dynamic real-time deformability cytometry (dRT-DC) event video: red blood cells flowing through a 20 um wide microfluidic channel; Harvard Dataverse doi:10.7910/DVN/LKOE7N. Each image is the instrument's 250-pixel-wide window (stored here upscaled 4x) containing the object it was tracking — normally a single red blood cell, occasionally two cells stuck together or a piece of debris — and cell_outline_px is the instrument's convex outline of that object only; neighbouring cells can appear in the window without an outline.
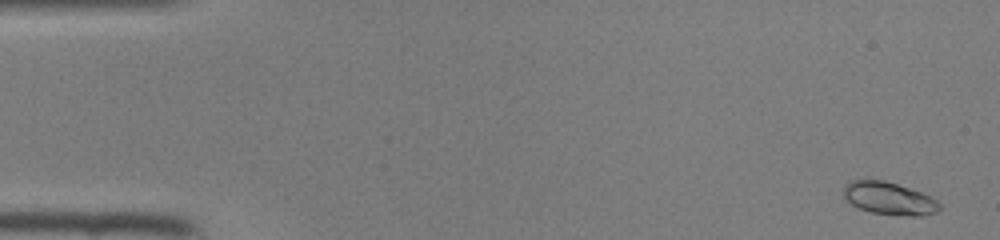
{"species": "common noctule bat (a hibernating species)", "species_latin": "Nyctalus noctula", "temperature_condition": "room temperature", "stored_images_in_passage": 46, "camera_frame_rate_fps": 3000, "um_per_image_px": 0.085, "animal": {"sex": "female", "body_mass_g": 22.0, "forearm_length_mm": 56.7}, "frame": {"image": 1, "passage_image": 1, "time_ms": 0.0, "image_size_px": [1000, 240], "cell_outline_px": [[940, 208], [936, 212], [924, 216], [908, 216], [872, 212], [860, 208], [852, 204], [844, 196], [844, 184], [848, 180], [884, 180], [920, 192], [936, 200], [940, 204]], "centroid_in_image_um": [75.56, 16.86], "position_along_channel_um": 9.4, "area_um2": 17.98}}
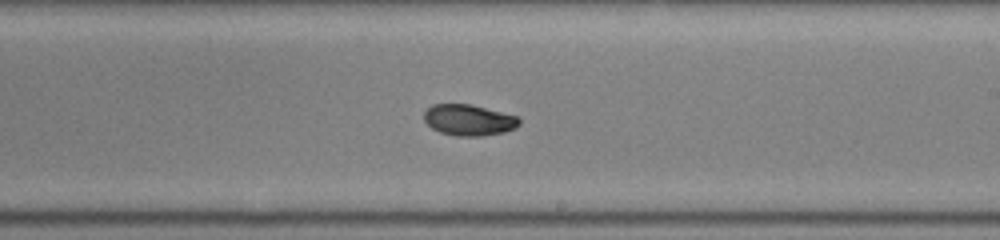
{"frame": {"image": 2, "passage_image": 27, "time_ms": 8.667, "image_size_px": [1000, 240], "cell_outline_px": [[520, 124], [516, 128], [504, 132], [480, 136], [456, 136], [440, 132], [432, 128], [424, 120], [424, 112], [432, 104], [472, 104], [520, 116]], "centroid_in_image_um": [39.89, 10.19], "position_along_channel_um": 249.1, "area_um2": 17.46}}
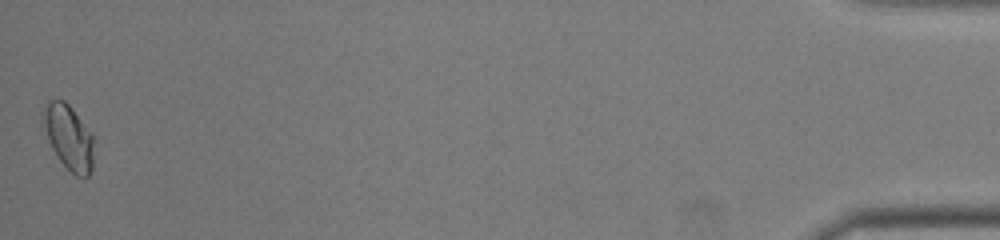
{"frame": {"image": 3, "passage_image": 46, "time_ms": 15.0, "image_size_px": [1000, 240], "cell_outline_px": [[96, 140], [92, 172], [84, 180], [76, 176], [60, 160], [52, 148], [48, 140], [40, 120], [40, 116], [44, 104], [48, 100], [64, 100], [68, 104], [92, 132]], "centroid_in_image_um": [5.87, 11.67], "position_along_channel_um": 429.3, "area_um2": 19.94}}